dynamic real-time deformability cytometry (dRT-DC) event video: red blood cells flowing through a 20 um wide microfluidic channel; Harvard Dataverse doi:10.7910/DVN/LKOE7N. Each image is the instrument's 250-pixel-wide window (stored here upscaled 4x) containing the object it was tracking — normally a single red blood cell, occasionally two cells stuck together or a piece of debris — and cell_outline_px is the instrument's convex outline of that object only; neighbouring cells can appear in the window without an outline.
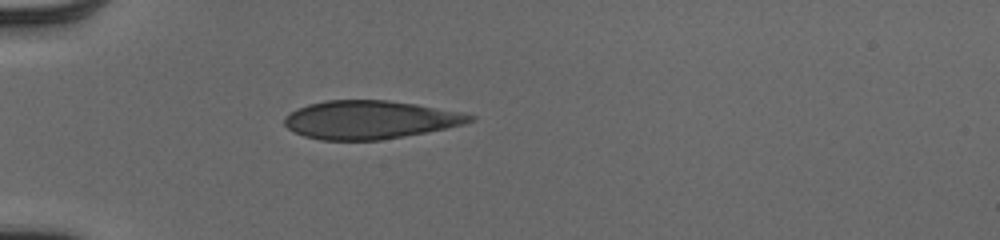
{"species": "human", "species_latin": "Homo sapiens", "temperature_condition": "cold", "stored_images_in_passage": 37, "camera_frame_rate_fps": 3000, "um_per_image_px": 0.085, "donor": {"sex": "male"}, "frame": {"image": 1, "passage_image": 1, "time_ms": 0.0, "image_size_px": [1000, 240], "cell_outline_px": [[476, 120], [464, 124], [404, 136], [380, 140], [320, 140], [304, 136], [292, 132], [284, 124], [284, 116], [308, 104], [324, 100], [388, 100], [416, 104], [460, 112], [476, 116]], "centroid_in_image_um": [31.42, 10.18], "position_along_channel_um": 53.6, "area_um2": 41.27}}
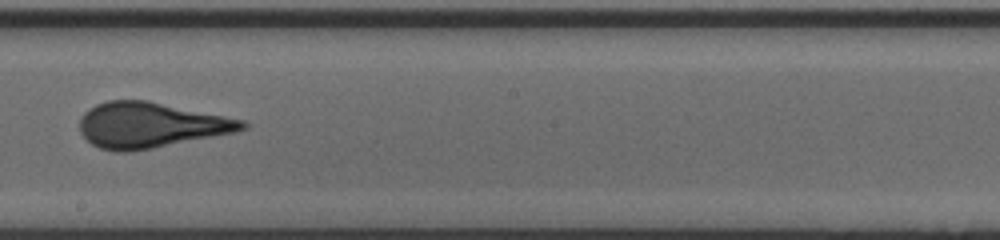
{"frame": {"image": 2, "passage_image": 16, "time_ms": 5.0, "image_size_px": [1000, 240], "cell_outline_px": [[248, 128], [236, 132], [152, 148], [128, 152], [116, 152], [100, 148], [92, 144], [80, 132], [80, 116], [88, 108], [96, 104], [108, 100], [148, 100], [244, 120], [248, 124]], "centroid_in_image_um": [12.78, 10.63], "position_along_channel_um": 235.4, "area_um2": 43.0}}
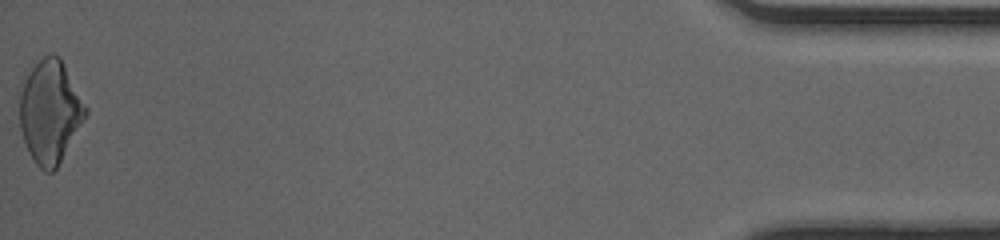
{"frame": {"image": 3, "passage_image": 37, "time_ms": 12.0, "image_size_px": [1000, 240], "cell_outline_px": [[88, 112], [84, 120], [56, 168], [52, 172], [44, 172], [36, 164], [24, 140], [20, 128], [20, 92], [24, 80], [32, 68], [44, 56], [52, 52], [60, 56], [88, 108]], "centroid_in_image_um": [4.27, 9.47], "position_along_channel_um": 430.9, "area_um2": 39.13}, "authors_computed_cell_mechanics": {"area_um2": 42.194, "velocity_mm_per_s": 4.0068, "shape_relaxation_time_tau1_ms": 9.5429, "shape_relaxation_time_tau2_ms": null, "deformation_change_tau1": 0.2468, "deformation_change_tau2": null}}